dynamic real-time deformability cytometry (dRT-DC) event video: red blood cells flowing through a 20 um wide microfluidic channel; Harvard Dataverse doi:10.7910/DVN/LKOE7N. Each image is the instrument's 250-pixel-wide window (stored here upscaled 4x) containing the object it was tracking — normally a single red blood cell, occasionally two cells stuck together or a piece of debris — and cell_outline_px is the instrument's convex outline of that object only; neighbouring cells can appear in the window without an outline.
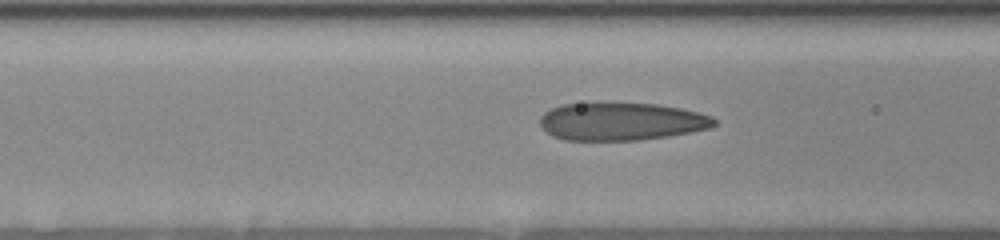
{"species": "human", "species_latin": "Homo sapiens", "temperature_condition": "room temperature", "stored_images_in_passage": 35, "camera_frame_rate_fps": 3000, "um_per_image_px": 0.085, "donor": {"sex": "female"}, "frame": {"image": 1, "passage_image": 13, "time_ms": 4.0, "image_size_px": [1000, 240], "cell_outline_px": [[716, 124], [712, 128], [668, 136], [640, 140], [564, 140], [552, 136], [540, 124], [540, 116], [544, 112], [560, 104], [596, 100], [608, 100], [656, 104], [680, 108], [712, 116], [716, 120]], "centroid_in_image_um": [52.77, 10.28], "position_along_channel_um": 113.8, "area_um2": 39.59}}
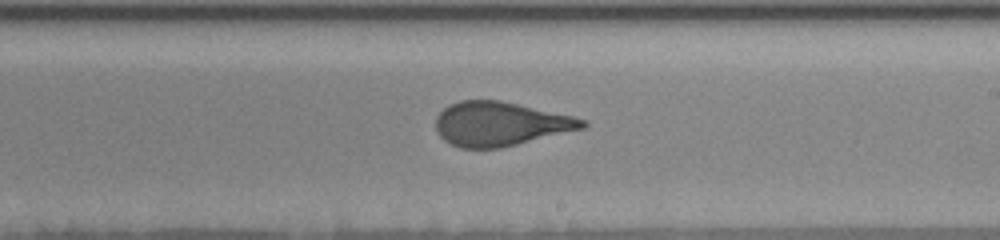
{"frame": {"image": 2, "passage_image": 23, "time_ms": 7.333, "image_size_px": [1000, 240], "cell_outline_px": [[588, 124], [584, 128], [500, 148], [460, 148], [444, 140], [436, 132], [436, 116], [448, 104], [460, 100], [500, 100], [572, 116], [588, 120]], "centroid_in_image_um": [42.49, 10.52], "position_along_channel_um": 246.5, "area_um2": 37.57}}
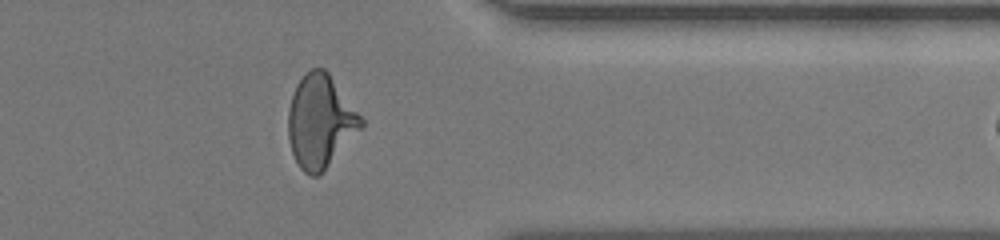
{"frame": {"image": 3, "passage_image": 34, "time_ms": 11.0, "image_size_px": [1000, 240], "cell_outline_px": [[364, 124], [320, 176], [312, 176], [304, 172], [300, 168], [292, 152], [288, 136], [288, 108], [296, 84], [304, 72], [312, 68], [324, 68], [328, 72], [364, 120]], "centroid_in_image_um": [27.2, 10.31], "position_along_channel_um": 384.2, "area_um2": 39.25}}